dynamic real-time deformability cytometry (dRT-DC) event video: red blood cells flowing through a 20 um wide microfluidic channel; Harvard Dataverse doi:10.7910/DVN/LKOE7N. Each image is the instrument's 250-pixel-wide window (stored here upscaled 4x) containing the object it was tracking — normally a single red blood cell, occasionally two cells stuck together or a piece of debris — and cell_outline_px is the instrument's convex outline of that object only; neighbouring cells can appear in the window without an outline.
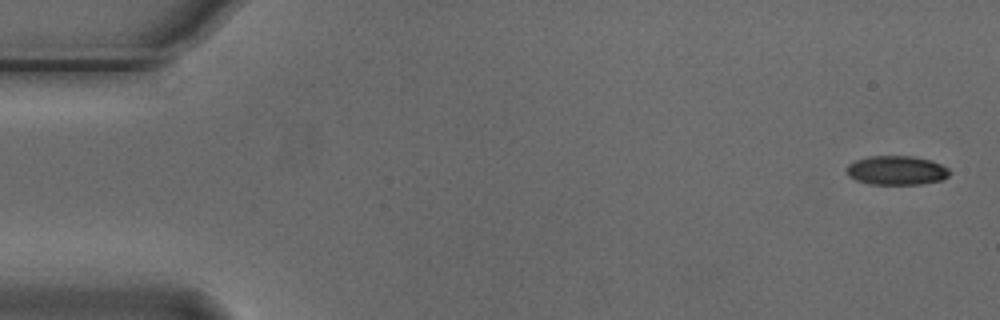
{"species": "Egyptian fruit bat (a non-hibernating species)", "species_latin": "Rousettus aegyptiacus", "temperature_condition": "cold", "stored_images_in_passage": 4, "camera_frame_rate_fps": 3000, "um_per_image_px": 0.085, "animal": {"sex": "male"}, "frame": {"image": 1, "passage_image": 1, "time_ms": 0.0, "image_size_px": [1000, 320], "cell_outline_px": [[952, 172], [948, 176], [940, 180], [920, 184], [868, 184], [856, 180], [848, 176], [848, 164], [856, 160], [868, 156], [912, 156], [932, 160], [948, 168]], "centroid_in_image_um": [76.22, 14.48], "position_along_channel_um": 8.8, "area_um2": 17.46}}